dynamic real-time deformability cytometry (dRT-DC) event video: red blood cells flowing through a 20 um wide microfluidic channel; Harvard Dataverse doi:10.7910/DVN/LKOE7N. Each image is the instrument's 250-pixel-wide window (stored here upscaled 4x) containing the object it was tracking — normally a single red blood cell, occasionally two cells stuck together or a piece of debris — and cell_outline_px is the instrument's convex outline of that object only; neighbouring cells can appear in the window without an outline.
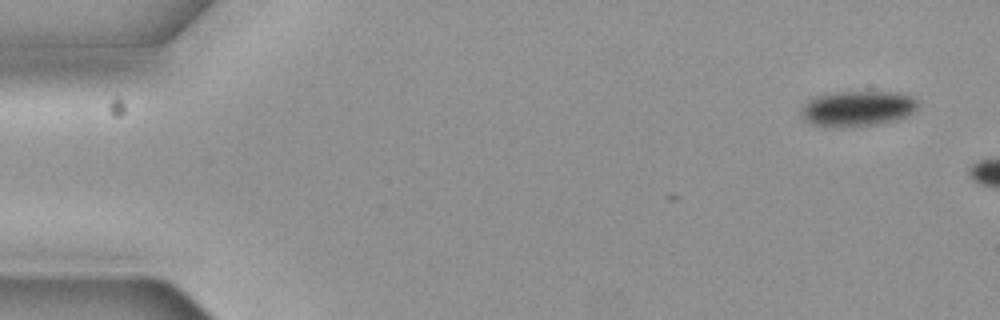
{"species": "common noctule bat (a hibernating species)", "species_latin": "Nyctalus noctula", "temperature_condition": "cold", "stored_images_in_passage": 2, "camera_frame_rate_fps": 3000, "um_per_image_px": 0.085, "animal": {"sex": "female", "body_mass_g": 19.3, "forearm_length_mm": 54.1}, "frame": {"image": 1, "passage_image": 2, "time_ms": 0.333, "image_size_px": [1000, 320], "cell_outline_px": [[916, 108], [912, 112], [896, 120], [876, 124], [852, 128], [832, 128], [812, 124], [804, 120], [800, 116], [800, 112], [804, 104], [812, 96], [828, 92], [900, 92], [912, 96], [916, 100]], "centroid_in_image_um": [72.8, 9.24], "position_along_channel_um": 12.2, "area_um2": 24.62}}